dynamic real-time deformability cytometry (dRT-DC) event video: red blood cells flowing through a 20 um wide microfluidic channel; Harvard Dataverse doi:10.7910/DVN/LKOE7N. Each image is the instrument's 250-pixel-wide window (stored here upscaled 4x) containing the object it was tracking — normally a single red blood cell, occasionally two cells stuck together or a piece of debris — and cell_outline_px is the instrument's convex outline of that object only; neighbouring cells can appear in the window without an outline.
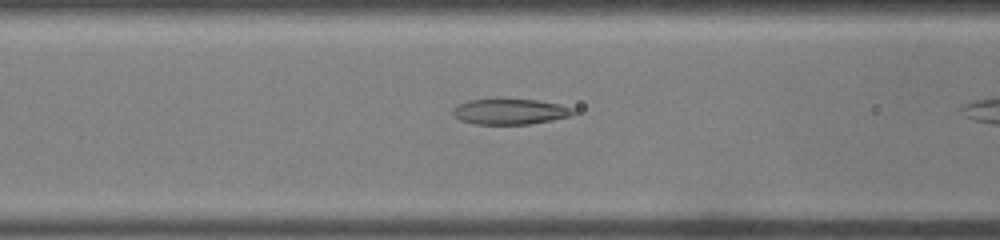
{"species": "common noctule bat (a hibernating species)", "species_latin": "Nyctalus noctula", "temperature_condition": "warm", "stored_images_in_passage": 10, "camera_frame_rate_fps": 3000, "um_per_image_px": 0.085, "animal": {"sex": "male", "body_mass_g": 19.0, "forearm_length_mm": 50.8}, "frame": {"image": 1, "passage_image": 9, "time_ms": 2.667, "image_size_px": [1000, 240], "cell_outline_px": [[576, 112], [572, 116], [552, 120], [528, 124], [476, 124], [460, 120], [452, 116], [452, 108], [468, 100], [496, 96], [536, 100], [560, 104], [572, 108]], "centroid_in_image_um": [43.31, 9.44], "position_along_channel_um": 123.3, "area_um2": 18.79}}